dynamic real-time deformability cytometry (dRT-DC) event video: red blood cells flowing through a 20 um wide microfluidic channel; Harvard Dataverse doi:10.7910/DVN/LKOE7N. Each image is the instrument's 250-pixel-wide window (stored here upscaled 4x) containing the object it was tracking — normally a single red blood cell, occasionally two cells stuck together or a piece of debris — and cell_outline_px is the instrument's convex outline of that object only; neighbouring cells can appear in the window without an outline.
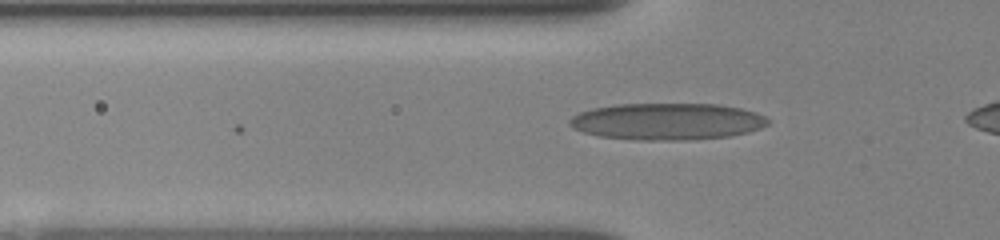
{"species": "human", "species_latin": "Homo sapiens", "temperature_condition": "room temperature", "stored_images_in_passage": 35, "camera_frame_rate_fps": 3000, "um_per_image_px": 0.085, "donor": {"sex": "female"}, "frame": {"image": 1, "passage_image": 5, "time_ms": 1.333, "image_size_px": [1000, 240], "cell_outline_px": [[768, 124], [760, 128], [748, 132], [728, 136], [684, 140], [636, 140], [600, 136], [584, 132], [572, 128], [568, 124], [568, 120], [572, 116], [580, 112], [596, 108], [616, 104], [716, 104], [740, 108], [756, 112], [764, 116], [768, 120]], "centroid_in_image_um": [56.69, 10.32], "position_along_channel_um": 69.1, "area_um2": 42.37}}
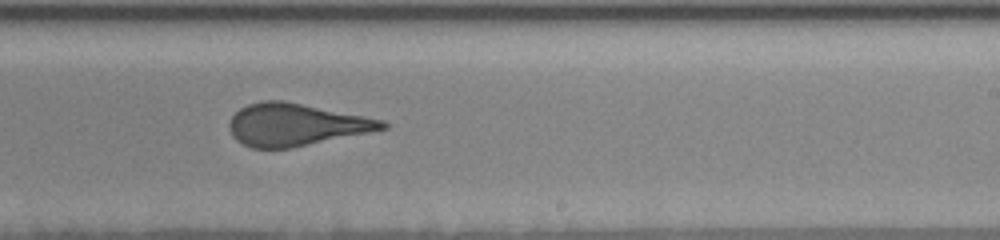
{"frame": {"image": 2, "passage_image": 20, "time_ms": 6.333, "image_size_px": [1000, 240], "cell_outline_px": [[388, 128], [288, 148], [252, 148], [236, 140], [232, 136], [228, 124], [232, 116], [240, 108], [248, 104], [260, 100], [284, 100], [384, 120], [388, 124]], "centroid_in_image_um": [25.1, 10.58], "position_along_channel_um": 263.9, "area_um2": 37.34}}
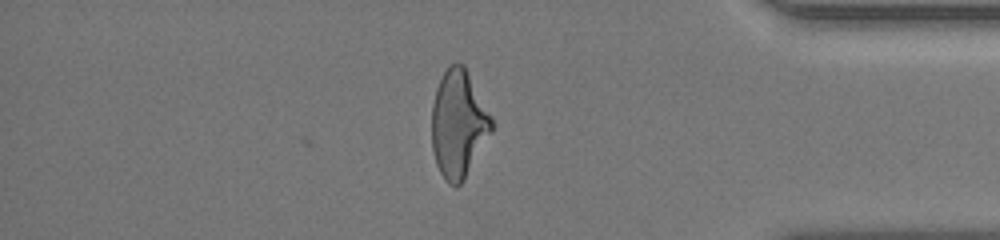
{"frame": {"image": 3, "passage_image": 32, "time_ms": 10.333, "image_size_px": [1000, 240], "cell_outline_px": [[492, 128], [464, 180], [456, 188], [448, 184], [440, 172], [436, 164], [432, 148], [432, 104], [436, 88], [444, 72], [452, 64], [464, 64], [492, 116]], "centroid_in_image_um": [38.95, 10.54], "position_along_channel_um": 396.3, "area_um2": 37.11}, "authors_computed_cell_mechanics": {"area_um2": 38.2058, "velocity_mm_per_s": 3.8936, "shape_relaxation_time_tau1_ms": 7.5016, "shape_relaxation_time_tau2_ms": 1.0242, "deformation_change_tau1": 0.2485, "deformation_change_tau2": 0.0975}}